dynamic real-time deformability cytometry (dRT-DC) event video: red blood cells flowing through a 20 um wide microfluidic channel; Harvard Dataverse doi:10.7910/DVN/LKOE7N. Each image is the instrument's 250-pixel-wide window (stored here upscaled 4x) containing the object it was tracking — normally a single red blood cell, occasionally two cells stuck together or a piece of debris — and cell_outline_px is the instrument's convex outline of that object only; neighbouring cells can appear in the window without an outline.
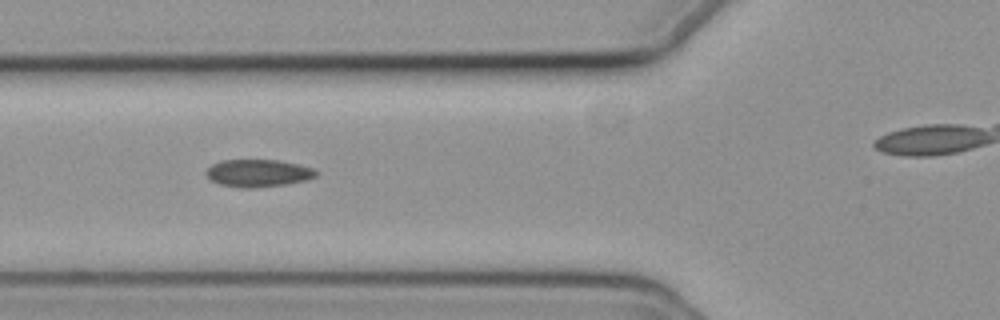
{"species": "common noctule bat (a hibernating species)", "species_latin": "Nyctalus noctula", "temperature_condition": "cold", "stored_images_in_passage": 32, "camera_frame_rate_fps": 3000, "um_per_image_px": 0.085, "animal": {"sex": "female", "body_mass_g": 19.3, "forearm_length_mm": 54.1}, "frame": {"image": 1, "passage_image": 7, "time_ms": 2.0, "image_size_px": [1000, 320], "cell_outline_px": [[320, 172], [316, 176], [304, 180], [284, 184], [248, 188], [244, 188], [220, 184], [212, 180], [204, 172], [212, 164], [220, 160], [276, 160], [300, 164], [312, 168]], "centroid_in_image_um": [21.94, 14.7], "position_along_channel_um": 103.9, "area_um2": 17.4}}
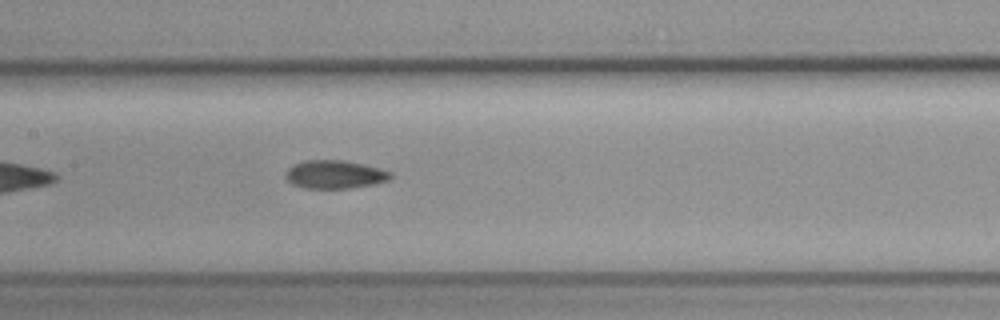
{"frame": {"image": 2, "passage_image": 13, "time_ms": 4.0, "image_size_px": [1000, 320], "cell_outline_px": [[392, 176], [388, 180], [372, 184], [348, 188], [304, 188], [292, 184], [284, 176], [288, 168], [304, 160], [340, 160], [360, 164], [392, 172]], "centroid_in_image_um": [28.41, 14.83], "position_along_channel_um": 179.0, "area_um2": 16.94}}
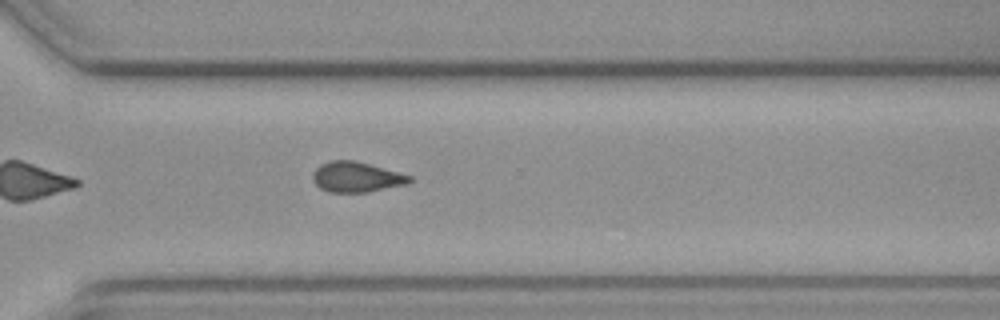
{"frame": {"image": 3, "passage_image": 26, "time_ms": 8.333, "image_size_px": [1000, 320], "cell_outline_px": [[412, 180], [408, 184], [368, 192], [328, 192], [320, 188], [312, 180], [312, 172], [320, 164], [332, 160], [352, 160], [368, 164], [412, 176]], "centroid_in_image_um": [30.27, 15.05], "position_along_channel_um": 340.3, "area_um2": 17.05}}